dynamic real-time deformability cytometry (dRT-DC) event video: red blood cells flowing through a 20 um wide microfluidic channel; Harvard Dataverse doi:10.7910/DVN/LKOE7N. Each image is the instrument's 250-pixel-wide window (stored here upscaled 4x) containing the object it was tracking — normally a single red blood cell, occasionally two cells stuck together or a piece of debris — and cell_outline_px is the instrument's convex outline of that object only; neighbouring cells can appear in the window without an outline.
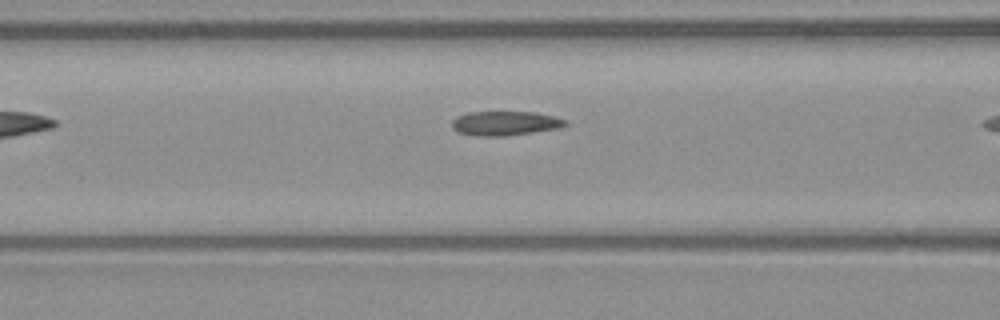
{"species": "common noctule bat (a hibernating species)", "species_latin": "Nyctalus noctula", "temperature_condition": "warm", "stored_images_in_passage": 11, "camera_frame_rate_fps": 3000, "um_per_image_px": 0.085, "animal": {"sex": "male", "body_mass_g": 23.1, "forearm_length_mm": 52.7}, "frame": {"image": 1, "passage_image": 7, "time_ms": 2.0, "image_size_px": [1000, 320], "cell_outline_px": [[568, 124], [560, 128], [504, 136], [476, 136], [456, 132], [452, 128], [452, 120], [456, 116], [468, 112], [536, 112], [556, 116], [568, 120]], "centroid_in_image_um": [42.94, 10.47], "position_along_channel_um": 123.7, "area_um2": 16.3}}
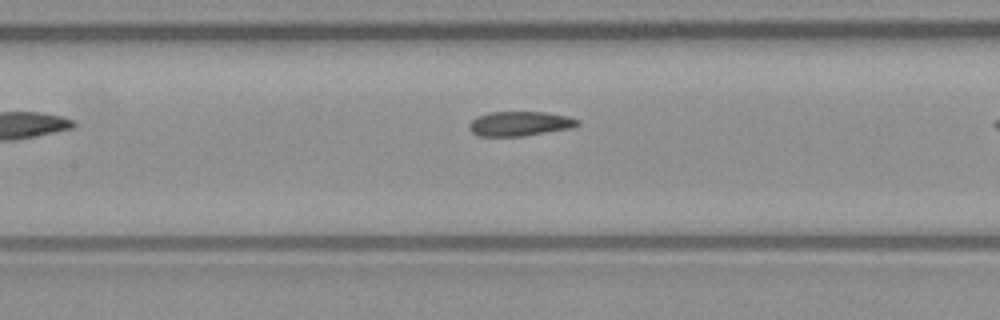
{"frame": {"image": 2, "passage_image": 10, "time_ms": 3.0, "image_size_px": [1000, 320], "cell_outline_px": [[580, 124], [572, 128], [524, 136], [480, 136], [472, 132], [468, 128], [468, 124], [476, 116], [488, 112], [544, 112], [568, 116], [580, 120]], "centroid_in_image_um": [44.18, 10.51], "position_along_channel_um": 163.2, "area_um2": 15.66}}